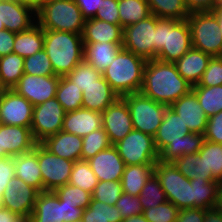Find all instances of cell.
<instances>
[{
	"instance_id": "obj_1",
	"label": "cell",
	"mask_w": 222,
	"mask_h": 222,
	"mask_svg": "<svg viewBox=\"0 0 222 222\" xmlns=\"http://www.w3.org/2000/svg\"><path fill=\"white\" fill-rule=\"evenodd\" d=\"M204 141V134L190 132L180 116L167 107L164 119L154 136L160 161L174 162L182 155L198 153Z\"/></svg>"
},
{
	"instance_id": "obj_2",
	"label": "cell",
	"mask_w": 222,
	"mask_h": 222,
	"mask_svg": "<svg viewBox=\"0 0 222 222\" xmlns=\"http://www.w3.org/2000/svg\"><path fill=\"white\" fill-rule=\"evenodd\" d=\"M191 90L192 85L177 72L174 63L158 59L147 60L141 94L170 106Z\"/></svg>"
},
{
	"instance_id": "obj_3",
	"label": "cell",
	"mask_w": 222,
	"mask_h": 222,
	"mask_svg": "<svg viewBox=\"0 0 222 222\" xmlns=\"http://www.w3.org/2000/svg\"><path fill=\"white\" fill-rule=\"evenodd\" d=\"M55 75L66 76L84 60L82 34L44 30V48Z\"/></svg>"
},
{
	"instance_id": "obj_4",
	"label": "cell",
	"mask_w": 222,
	"mask_h": 222,
	"mask_svg": "<svg viewBox=\"0 0 222 222\" xmlns=\"http://www.w3.org/2000/svg\"><path fill=\"white\" fill-rule=\"evenodd\" d=\"M191 48V30L187 19L177 20L157 17L155 59L174 63Z\"/></svg>"
},
{
	"instance_id": "obj_5",
	"label": "cell",
	"mask_w": 222,
	"mask_h": 222,
	"mask_svg": "<svg viewBox=\"0 0 222 222\" xmlns=\"http://www.w3.org/2000/svg\"><path fill=\"white\" fill-rule=\"evenodd\" d=\"M146 63L144 58L122 48L102 76L120 97L139 93Z\"/></svg>"
},
{
	"instance_id": "obj_6",
	"label": "cell",
	"mask_w": 222,
	"mask_h": 222,
	"mask_svg": "<svg viewBox=\"0 0 222 222\" xmlns=\"http://www.w3.org/2000/svg\"><path fill=\"white\" fill-rule=\"evenodd\" d=\"M37 23L43 30L82 34L85 19L75 0H47L36 10Z\"/></svg>"
},
{
	"instance_id": "obj_7",
	"label": "cell",
	"mask_w": 222,
	"mask_h": 222,
	"mask_svg": "<svg viewBox=\"0 0 222 222\" xmlns=\"http://www.w3.org/2000/svg\"><path fill=\"white\" fill-rule=\"evenodd\" d=\"M154 174L168 201L179 209L195 207L194 184H191V180L185 177L173 162L158 160L154 165Z\"/></svg>"
},
{
	"instance_id": "obj_8",
	"label": "cell",
	"mask_w": 222,
	"mask_h": 222,
	"mask_svg": "<svg viewBox=\"0 0 222 222\" xmlns=\"http://www.w3.org/2000/svg\"><path fill=\"white\" fill-rule=\"evenodd\" d=\"M122 98L128 105L133 128L154 137L164 119L168 106L156 102L140 92L127 94Z\"/></svg>"
},
{
	"instance_id": "obj_9",
	"label": "cell",
	"mask_w": 222,
	"mask_h": 222,
	"mask_svg": "<svg viewBox=\"0 0 222 222\" xmlns=\"http://www.w3.org/2000/svg\"><path fill=\"white\" fill-rule=\"evenodd\" d=\"M187 22L191 30L193 48L212 57L222 56V37L219 34L218 19L213 11L192 13Z\"/></svg>"
},
{
	"instance_id": "obj_10",
	"label": "cell",
	"mask_w": 222,
	"mask_h": 222,
	"mask_svg": "<svg viewBox=\"0 0 222 222\" xmlns=\"http://www.w3.org/2000/svg\"><path fill=\"white\" fill-rule=\"evenodd\" d=\"M125 165H155L159 153L154 137L133 129L125 138L114 144Z\"/></svg>"
},
{
	"instance_id": "obj_11",
	"label": "cell",
	"mask_w": 222,
	"mask_h": 222,
	"mask_svg": "<svg viewBox=\"0 0 222 222\" xmlns=\"http://www.w3.org/2000/svg\"><path fill=\"white\" fill-rule=\"evenodd\" d=\"M157 17L148 18L123 28L122 47L145 60L155 59V27Z\"/></svg>"
},
{
	"instance_id": "obj_12",
	"label": "cell",
	"mask_w": 222,
	"mask_h": 222,
	"mask_svg": "<svg viewBox=\"0 0 222 222\" xmlns=\"http://www.w3.org/2000/svg\"><path fill=\"white\" fill-rule=\"evenodd\" d=\"M65 110L56 97L51 98L33 108L31 130L37 143L62 130Z\"/></svg>"
},
{
	"instance_id": "obj_13",
	"label": "cell",
	"mask_w": 222,
	"mask_h": 222,
	"mask_svg": "<svg viewBox=\"0 0 222 222\" xmlns=\"http://www.w3.org/2000/svg\"><path fill=\"white\" fill-rule=\"evenodd\" d=\"M37 157L44 191H55L68 184L74 161L56 156L37 143Z\"/></svg>"
},
{
	"instance_id": "obj_14",
	"label": "cell",
	"mask_w": 222,
	"mask_h": 222,
	"mask_svg": "<svg viewBox=\"0 0 222 222\" xmlns=\"http://www.w3.org/2000/svg\"><path fill=\"white\" fill-rule=\"evenodd\" d=\"M60 76H41L23 74L12 88L17 94L25 97L33 106L56 97Z\"/></svg>"
},
{
	"instance_id": "obj_15",
	"label": "cell",
	"mask_w": 222,
	"mask_h": 222,
	"mask_svg": "<svg viewBox=\"0 0 222 222\" xmlns=\"http://www.w3.org/2000/svg\"><path fill=\"white\" fill-rule=\"evenodd\" d=\"M39 191L23 180L13 177L2 195V207L18 215L30 216L34 210Z\"/></svg>"
},
{
	"instance_id": "obj_16",
	"label": "cell",
	"mask_w": 222,
	"mask_h": 222,
	"mask_svg": "<svg viewBox=\"0 0 222 222\" xmlns=\"http://www.w3.org/2000/svg\"><path fill=\"white\" fill-rule=\"evenodd\" d=\"M34 106L13 89H4L0 97L2 124L31 128Z\"/></svg>"
},
{
	"instance_id": "obj_17",
	"label": "cell",
	"mask_w": 222,
	"mask_h": 222,
	"mask_svg": "<svg viewBox=\"0 0 222 222\" xmlns=\"http://www.w3.org/2000/svg\"><path fill=\"white\" fill-rule=\"evenodd\" d=\"M102 128L108 135L111 145L125 138L134 128L126 101L119 97L102 113Z\"/></svg>"
},
{
	"instance_id": "obj_18",
	"label": "cell",
	"mask_w": 222,
	"mask_h": 222,
	"mask_svg": "<svg viewBox=\"0 0 222 222\" xmlns=\"http://www.w3.org/2000/svg\"><path fill=\"white\" fill-rule=\"evenodd\" d=\"M36 144L31 128L0 125V158L28 153L35 148Z\"/></svg>"
},
{
	"instance_id": "obj_19",
	"label": "cell",
	"mask_w": 222,
	"mask_h": 222,
	"mask_svg": "<svg viewBox=\"0 0 222 222\" xmlns=\"http://www.w3.org/2000/svg\"><path fill=\"white\" fill-rule=\"evenodd\" d=\"M35 18L36 9L33 7L16 0H0V27L19 33L35 25Z\"/></svg>"
},
{
	"instance_id": "obj_20",
	"label": "cell",
	"mask_w": 222,
	"mask_h": 222,
	"mask_svg": "<svg viewBox=\"0 0 222 222\" xmlns=\"http://www.w3.org/2000/svg\"><path fill=\"white\" fill-rule=\"evenodd\" d=\"M169 107L180 116L190 132L205 133L208 117L201 108L193 90L181 96Z\"/></svg>"
},
{
	"instance_id": "obj_21",
	"label": "cell",
	"mask_w": 222,
	"mask_h": 222,
	"mask_svg": "<svg viewBox=\"0 0 222 222\" xmlns=\"http://www.w3.org/2000/svg\"><path fill=\"white\" fill-rule=\"evenodd\" d=\"M87 161L98 181H121L126 165L114 145L100 151Z\"/></svg>"
},
{
	"instance_id": "obj_22",
	"label": "cell",
	"mask_w": 222,
	"mask_h": 222,
	"mask_svg": "<svg viewBox=\"0 0 222 222\" xmlns=\"http://www.w3.org/2000/svg\"><path fill=\"white\" fill-rule=\"evenodd\" d=\"M102 128L101 112L79 108L65 114L62 131L84 137Z\"/></svg>"
},
{
	"instance_id": "obj_23",
	"label": "cell",
	"mask_w": 222,
	"mask_h": 222,
	"mask_svg": "<svg viewBox=\"0 0 222 222\" xmlns=\"http://www.w3.org/2000/svg\"><path fill=\"white\" fill-rule=\"evenodd\" d=\"M41 144L51 153L61 158L78 161L81 160L82 137L60 131L47 137Z\"/></svg>"
},
{
	"instance_id": "obj_24",
	"label": "cell",
	"mask_w": 222,
	"mask_h": 222,
	"mask_svg": "<svg viewBox=\"0 0 222 222\" xmlns=\"http://www.w3.org/2000/svg\"><path fill=\"white\" fill-rule=\"evenodd\" d=\"M211 57V55L192 47L180 59L176 60L174 64L177 72L193 86L200 81Z\"/></svg>"
},
{
	"instance_id": "obj_25",
	"label": "cell",
	"mask_w": 222,
	"mask_h": 222,
	"mask_svg": "<svg viewBox=\"0 0 222 222\" xmlns=\"http://www.w3.org/2000/svg\"><path fill=\"white\" fill-rule=\"evenodd\" d=\"M123 28L96 18L85 20L82 33L83 43L122 44Z\"/></svg>"
},
{
	"instance_id": "obj_26",
	"label": "cell",
	"mask_w": 222,
	"mask_h": 222,
	"mask_svg": "<svg viewBox=\"0 0 222 222\" xmlns=\"http://www.w3.org/2000/svg\"><path fill=\"white\" fill-rule=\"evenodd\" d=\"M30 222H64L63 201L54 191L39 192Z\"/></svg>"
},
{
	"instance_id": "obj_27",
	"label": "cell",
	"mask_w": 222,
	"mask_h": 222,
	"mask_svg": "<svg viewBox=\"0 0 222 222\" xmlns=\"http://www.w3.org/2000/svg\"><path fill=\"white\" fill-rule=\"evenodd\" d=\"M82 96L83 108L101 113L120 97L103 76L94 84L85 88L82 92Z\"/></svg>"
},
{
	"instance_id": "obj_28",
	"label": "cell",
	"mask_w": 222,
	"mask_h": 222,
	"mask_svg": "<svg viewBox=\"0 0 222 222\" xmlns=\"http://www.w3.org/2000/svg\"><path fill=\"white\" fill-rule=\"evenodd\" d=\"M14 162L15 177L23 180L26 184L33 186L39 192H43L44 187L38 164L37 144L32 151L15 156Z\"/></svg>"
},
{
	"instance_id": "obj_29",
	"label": "cell",
	"mask_w": 222,
	"mask_h": 222,
	"mask_svg": "<svg viewBox=\"0 0 222 222\" xmlns=\"http://www.w3.org/2000/svg\"><path fill=\"white\" fill-rule=\"evenodd\" d=\"M122 48L115 43H84V60L103 73Z\"/></svg>"
},
{
	"instance_id": "obj_30",
	"label": "cell",
	"mask_w": 222,
	"mask_h": 222,
	"mask_svg": "<svg viewBox=\"0 0 222 222\" xmlns=\"http://www.w3.org/2000/svg\"><path fill=\"white\" fill-rule=\"evenodd\" d=\"M44 48V30L36 23L30 29L15 34L13 53L23 58Z\"/></svg>"
},
{
	"instance_id": "obj_31",
	"label": "cell",
	"mask_w": 222,
	"mask_h": 222,
	"mask_svg": "<svg viewBox=\"0 0 222 222\" xmlns=\"http://www.w3.org/2000/svg\"><path fill=\"white\" fill-rule=\"evenodd\" d=\"M154 174V165H128L122 174V191L133 196H139L142 188Z\"/></svg>"
},
{
	"instance_id": "obj_32",
	"label": "cell",
	"mask_w": 222,
	"mask_h": 222,
	"mask_svg": "<svg viewBox=\"0 0 222 222\" xmlns=\"http://www.w3.org/2000/svg\"><path fill=\"white\" fill-rule=\"evenodd\" d=\"M24 74V58L17 54L0 57V84L12 89Z\"/></svg>"
},
{
	"instance_id": "obj_33",
	"label": "cell",
	"mask_w": 222,
	"mask_h": 222,
	"mask_svg": "<svg viewBox=\"0 0 222 222\" xmlns=\"http://www.w3.org/2000/svg\"><path fill=\"white\" fill-rule=\"evenodd\" d=\"M118 9L122 28L152 15L147 0H118Z\"/></svg>"
},
{
	"instance_id": "obj_34",
	"label": "cell",
	"mask_w": 222,
	"mask_h": 222,
	"mask_svg": "<svg viewBox=\"0 0 222 222\" xmlns=\"http://www.w3.org/2000/svg\"><path fill=\"white\" fill-rule=\"evenodd\" d=\"M56 99L66 113L82 108V90L66 76H60L56 90Z\"/></svg>"
},
{
	"instance_id": "obj_35",
	"label": "cell",
	"mask_w": 222,
	"mask_h": 222,
	"mask_svg": "<svg viewBox=\"0 0 222 222\" xmlns=\"http://www.w3.org/2000/svg\"><path fill=\"white\" fill-rule=\"evenodd\" d=\"M123 217L115 205L91 200L89 207L84 209L81 222H122Z\"/></svg>"
},
{
	"instance_id": "obj_36",
	"label": "cell",
	"mask_w": 222,
	"mask_h": 222,
	"mask_svg": "<svg viewBox=\"0 0 222 222\" xmlns=\"http://www.w3.org/2000/svg\"><path fill=\"white\" fill-rule=\"evenodd\" d=\"M152 15L185 20L190 15L184 0H147Z\"/></svg>"
},
{
	"instance_id": "obj_37",
	"label": "cell",
	"mask_w": 222,
	"mask_h": 222,
	"mask_svg": "<svg viewBox=\"0 0 222 222\" xmlns=\"http://www.w3.org/2000/svg\"><path fill=\"white\" fill-rule=\"evenodd\" d=\"M192 90L208 118L222 111V85L192 86Z\"/></svg>"
},
{
	"instance_id": "obj_38",
	"label": "cell",
	"mask_w": 222,
	"mask_h": 222,
	"mask_svg": "<svg viewBox=\"0 0 222 222\" xmlns=\"http://www.w3.org/2000/svg\"><path fill=\"white\" fill-rule=\"evenodd\" d=\"M194 184L195 207L208 209L216 206L219 200V182L200 180L199 177L191 180Z\"/></svg>"
},
{
	"instance_id": "obj_39",
	"label": "cell",
	"mask_w": 222,
	"mask_h": 222,
	"mask_svg": "<svg viewBox=\"0 0 222 222\" xmlns=\"http://www.w3.org/2000/svg\"><path fill=\"white\" fill-rule=\"evenodd\" d=\"M173 163L177 169L190 180L199 177L200 180L215 181L212 173H206V166L204 165L203 159H200L199 153L182 155Z\"/></svg>"
},
{
	"instance_id": "obj_40",
	"label": "cell",
	"mask_w": 222,
	"mask_h": 222,
	"mask_svg": "<svg viewBox=\"0 0 222 222\" xmlns=\"http://www.w3.org/2000/svg\"><path fill=\"white\" fill-rule=\"evenodd\" d=\"M206 166V173H212L215 181H222V144L205 140L198 152Z\"/></svg>"
},
{
	"instance_id": "obj_41",
	"label": "cell",
	"mask_w": 222,
	"mask_h": 222,
	"mask_svg": "<svg viewBox=\"0 0 222 222\" xmlns=\"http://www.w3.org/2000/svg\"><path fill=\"white\" fill-rule=\"evenodd\" d=\"M98 182V178L92 171L88 161L78 160L74 162L68 184L77 186L92 194Z\"/></svg>"
},
{
	"instance_id": "obj_42",
	"label": "cell",
	"mask_w": 222,
	"mask_h": 222,
	"mask_svg": "<svg viewBox=\"0 0 222 222\" xmlns=\"http://www.w3.org/2000/svg\"><path fill=\"white\" fill-rule=\"evenodd\" d=\"M111 146L108 135L103 128L94 130L88 135L82 137L81 160H89L100 151L108 149Z\"/></svg>"
},
{
	"instance_id": "obj_43",
	"label": "cell",
	"mask_w": 222,
	"mask_h": 222,
	"mask_svg": "<svg viewBox=\"0 0 222 222\" xmlns=\"http://www.w3.org/2000/svg\"><path fill=\"white\" fill-rule=\"evenodd\" d=\"M139 199L143 211L150 207H156L159 204L168 201L166 193L162 189L160 182L155 174L150 177V179L142 188Z\"/></svg>"
},
{
	"instance_id": "obj_44",
	"label": "cell",
	"mask_w": 222,
	"mask_h": 222,
	"mask_svg": "<svg viewBox=\"0 0 222 222\" xmlns=\"http://www.w3.org/2000/svg\"><path fill=\"white\" fill-rule=\"evenodd\" d=\"M66 77L75 83L82 92L102 77V73L92 67L87 61H81Z\"/></svg>"
},
{
	"instance_id": "obj_45",
	"label": "cell",
	"mask_w": 222,
	"mask_h": 222,
	"mask_svg": "<svg viewBox=\"0 0 222 222\" xmlns=\"http://www.w3.org/2000/svg\"><path fill=\"white\" fill-rule=\"evenodd\" d=\"M24 74L38 76L55 75L51 61L44 49L24 58Z\"/></svg>"
},
{
	"instance_id": "obj_46",
	"label": "cell",
	"mask_w": 222,
	"mask_h": 222,
	"mask_svg": "<svg viewBox=\"0 0 222 222\" xmlns=\"http://www.w3.org/2000/svg\"><path fill=\"white\" fill-rule=\"evenodd\" d=\"M59 199L65 203L78 204L85 209L89 207L92 200V194L71 184H66L54 191Z\"/></svg>"
},
{
	"instance_id": "obj_47",
	"label": "cell",
	"mask_w": 222,
	"mask_h": 222,
	"mask_svg": "<svg viewBox=\"0 0 222 222\" xmlns=\"http://www.w3.org/2000/svg\"><path fill=\"white\" fill-rule=\"evenodd\" d=\"M122 193L121 181H99L92 193V199L115 205Z\"/></svg>"
},
{
	"instance_id": "obj_48",
	"label": "cell",
	"mask_w": 222,
	"mask_h": 222,
	"mask_svg": "<svg viewBox=\"0 0 222 222\" xmlns=\"http://www.w3.org/2000/svg\"><path fill=\"white\" fill-rule=\"evenodd\" d=\"M179 210L172 202L166 201L144 210L143 215L148 222H176Z\"/></svg>"
},
{
	"instance_id": "obj_49",
	"label": "cell",
	"mask_w": 222,
	"mask_h": 222,
	"mask_svg": "<svg viewBox=\"0 0 222 222\" xmlns=\"http://www.w3.org/2000/svg\"><path fill=\"white\" fill-rule=\"evenodd\" d=\"M217 85H222V56L211 57L200 81L193 86L211 87Z\"/></svg>"
},
{
	"instance_id": "obj_50",
	"label": "cell",
	"mask_w": 222,
	"mask_h": 222,
	"mask_svg": "<svg viewBox=\"0 0 222 222\" xmlns=\"http://www.w3.org/2000/svg\"><path fill=\"white\" fill-rule=\"evenodd\" d=\"M115 206L119 209L123 219L133 215L143 214L139 196H133L129 193L123 192L116 201Z\"/></svg>"
},
{
	"instance_id": "obj_51",
	"label": "cell",
	"mask_w": 222,
	"mask_h": 222,
	"mask_svg": "<svg viewBox=\"0 0 222 222\" xmlns=\"http://www.w3.org/2000/svg\"><path fill=\"white\" fill-rule=\"evenodd\" d=\"M101 6L94 18L120 25L118 0H102Z\"/></svg>"
},
{
	"instance_id": "obj_52",
	"label": "cell",
	"mask_w": 222,
	"mask_h": 222,
	"mask_svg": "<svg viewBox=\"0 0 222 222\" xmlns=\"http://www.w3.org/2000/svg\"><path fill=\"white\" fill-rule=\"evenodd\" d=\"M205 140L222 144V111L208 118Z\"/></svg>"
},
{
	"instance_id": "obj_53",
	"label": "cell",
	"mask_w": 222,
	"mask_h": 222,
	"mask_svg": "<svg viewBox=\"0 0 222 222\" xmlns=\"http://www.w3.org/2000/svg\"><path fill=\"white\" fill-rule=\"evenodd\" d=\"M15 177L14 157L0 158V201L9 181Z\"/></svg>"
},
{
	"instance_id": "obj_54",
	"label": "cell",
	"mask_w": 222,
	"mask_h": 222,
	"mask_svg": "<svg viewBox=\"0 0 222 222\" xmlns=\"http://www.w3.org/2000/svg\"><path fill=\"white\" fill-rule=\"evenodd\" d=\"M85 20L92 19L102 6V0H75Z\"/></svg>"
},
{
	"instance_id": "obj_55",
	"label": "cell",
	"mask_w": 222,
	"mask_h": 222,
	"mask_svg": "<svg viewBox=\"0 0 222 222\" xmlns=\"http://www.w3.org/2000/svg\"><path fill=\"white\" fill-rule=\"evenodd\" d=\"M204 218V209L192 207L180 209L176 222H204Z\"/></svg>"
},
{
	"instance_id": "obj_56",
	"label": "cell",
	"mask_w": 222,
	"mask_h": 222,
	"mask_svg": "<svg viewBox=\"0 0 222 222\" xmlns=\"http://www.w3.org/2000/svg\"><path fill=\"white\" fill-rule=\"evenodd\" d=\"M15 32L9 30L0 31V57L13 53Z\"/></svg>"
},
{
	"instance_id": "obj_57",
	"label": "cell",
	"mask_w": 222,
	"mask_h": 222,
	"mask_svg": "<svg viewBox=\"0 0 222 222\" xmlns=\"http://www.w3.org/2000/svg\"><path fill=\"white\" fill-rule=\"evenodd\" d=\"M84 209L78 204H70L63 202V218L64 222H81Z\"/></svg>"
},
{
	"instance_id": "obj_58",
	"label": "cell",
	"mask_w": 222,
	"mask_h": 222,
	"mask_svg": "<svg viewBox=\"0 0 222 222\" xmlns=\"http://www.w3.org/2000/svg\"><path fill=\"white\" fill-rule=\"evenodd\" d=\"M189 13L211 12L215 9L214 0H184Z\"/></svg>"
},
{
	"instance_id": "obj_59",
	"label": "cell",
	"mask_w": 222,
	"mask_h": 222,
	"mask_svg": "<svg viewBox=\"0 0 222 222\" xmlns=\"http://www.w3.org/2000/svg\"><path fill=\"white\" fill-rule=\"evenodd\" d=\"M0 222H30V216L12 213L6 208L0 210Z\"/></svg>"
},
{
	"instance_id": "obj_60",
	"label": "cell",
	"mask_w": 222,
	"mask_h": 222,
	"mask_svg": "<svg viewBox=\"0 0 222 222\" xmlns=\"http://www.w3.org/2000/svg\"><path fill=\"white\" fill-rule=\"evenodd\" d=\"M204 222H222V216L216 207L204 209Z\"/></svg>"
},
{
	"instance_id": "obj_61",
	"label": "cell",
	"mask_w": 222,
	"mask_h": 222,
	"mask_svg": "<svg viewBox=\"0 0 222 222\" xmlns=\"http://www.w3.org/2000/svg\"><path fill=\"white\" fill-rule=\"evenodd\" d=\"M122 222H148L143 214L133 215L122 220Z\"/></svg>"
},
{
	"instance_id": "obj_62",
	"label": "cell",
	"mask_w": 222,
	"mask_h": 222,
	"mask_svg": "<svg viewBox=\"0 0 222 222\" xmlns=\"http://www.w3.org/2000/svg\"><path fill=\"white\" fill-rule=\"evenodd\" d=\"M213 12L216 14V17L218 19V22H219V34L222 37V7L215 8L213 10Z\"/></svg>"
},
{
	"instance_id": "obj_63",
	"label": "cell",
	"mask_w": 222,
	"mask_h": 222,
	"mask_svg": "<svg viewBox=\"0 0 222 222\" xmlns=\"http://www.w3.org/2000/svg\"><path fill=\"white\" fill-rule=\"evenodd\" d=\"M16 1H19L20 3H24L26 5H29L36 10L39 8V5L41 3V0H16Z\"/></svg>"
},
{
	"instance_id": "obj_64",
	"label": "cell",
	"mask_w": 222,
	"mask_h": 222,
	"mask_svg": "<svg viewBox=\"0 0 222 222\" xmlns=\"http://www.w3.org/2000/svg\"><path fill=\"white\" fill-rule=\"evenodd\" d=\"M219 201L222 203V181L219 182Z\"/></svg>"
},
{
	"instance_id": "obj_65",
	"label": "cell",
	"mask_w": 222,
	"mask_h": 222,
	"mask_svg": "<svg viewBox=\"0 0 222 222\" xmlns=\"http://www.w3.org/2000/svg\"><path fill=\"white\" fill-rule=\"evenodd\" d=\"M215 207L218 209V211L220 212V214L222 216V203L219 200L216 202Z\"/></svg>"
},
{
	"instance_id": "obj_66",
	"label": "cell",
	"mask_w": 222,
	"mask_h": 222,
	"mask_svg": "<svg viewBox=\"0 0 222 222\" xmlns=\"http://www.w3.org/2000/svg\"><path fill=\"white\" fill-rule=\"evenodd\" d=\"M214 7L215 8L222 7V0H214Z\"/></svg>"
},
{
	"instance_id": "obj_67",
	"label": "cell",
	"mask_w": 222,
	"mask_h": 222,
	"mask_svg": "<svg viewBox=\"0 0 222 222\" xmlns=\"http://www.w3.org/2000/svg\"><path fill=\"white\" fill-rule=\"evenodd\" d=\"M3 90H4V88L0 84V97H1V94H2Z\"/></svg>"
},
{
	"instance_id": "obj_68",
	"label": "cell",
	"mask_w": 222,
	"mask_h": 222,
	"mask_svg": "<svg viewBox=\"0 0 222 222\" xmlns=\"http://www.w3.org/2000/svg\"><path fill=\"white\" fill-rule=\"evenodd\" d=\"M5 30V27H0V31Z\"/></svg>"
}]
</instances>
